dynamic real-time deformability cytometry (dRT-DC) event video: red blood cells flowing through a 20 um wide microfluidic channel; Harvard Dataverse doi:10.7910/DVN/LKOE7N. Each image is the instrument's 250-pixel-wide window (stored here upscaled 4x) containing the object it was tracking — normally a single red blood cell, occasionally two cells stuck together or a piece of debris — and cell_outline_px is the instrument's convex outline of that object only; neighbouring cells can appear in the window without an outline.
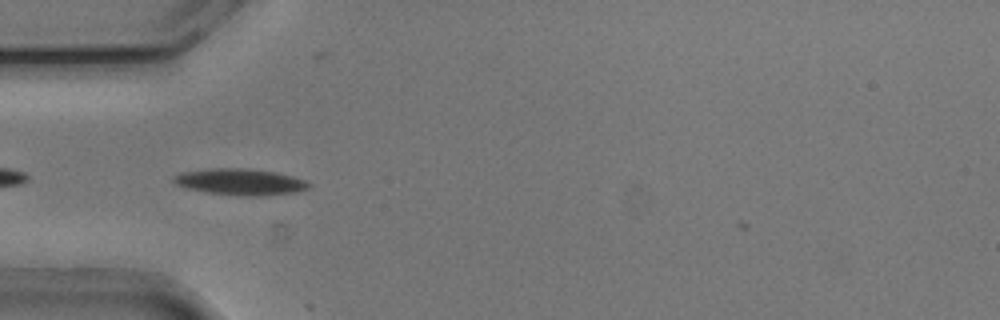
{"species": "common noctule bat (a hibernating species)", "species_latin": "Nyctalus noctula", "temperature_condition": "cold", "stored_images_in_passage": 4, "camera_frame_rate_fps": 3000, "um_per_image_px": 0.085, "animal": {"sex": "male", "body_mass_g": 20.5, "forearm_length_mm": 52.5}, "frame": {"image": 1, "passage_image": 2, "time_ms": 0.333, "image_size_px": [1000, 320], "cell_outline_px": [[312, 184], [308, 188], [300, 192], [264, 196], [244, 196], [204, 192], [188, 188], [176, 184], [172, 180], [172, 176], [180, 172], [208, 168], [248, 168], [276, 172], [292, 176], [304, 180]], "centroid_in_image_um": [20.42, 15.46], "position_along_channel_um": 64.6, "area_um2": 21.1}}